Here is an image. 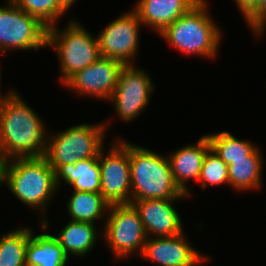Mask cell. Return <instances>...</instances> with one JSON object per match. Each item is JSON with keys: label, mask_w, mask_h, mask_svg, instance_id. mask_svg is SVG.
Instances as JSON below:
<instances>
[{"label": "cell", "mask_w": 266, "mask_h": 266, "mask_svg": "<svg viewBox=\"0 0 266 266\" xmlns=\"http://www.w3.org/2000/svg\"><path fill=\"white\" fill-rule=\"evenodd\" d=\"M63 247L54 235L41 233L34 235L27 242L26 264L28 266H65L68 260Z\"/></svg>", "instance_id": "obj_18"}, {"label": "cell", "mask_w": 266, "mask_h": 266, "mask_svg": "<svg viewBox=\"0 0 266 266\" xmlns=\"http://www.w3.org/2000/svg\"><path fill=\"white\" fill-rule=\"evenodd\" d=\"M55 238L63 247L67 256H86L93 249L98 238L96 226L89 222H80L70 220L65 227L61 228Z\"/></svg>", "instance_id": "obj_19"}, {"label": "cell", "mask_w": 266, "mask_h": 266, "mask_svg": "<svg viewBox=\"0 0 266 266\" xmlns=\"http://www.w3.org/2000/svg\"><path fill=\"white\" fill-rule=\"evenodd\" d=\"M51 26L47 29L46 46H54L59 57L61 83H65L72 75L94 63L99 57L98 37L91 35L79 22L69 21L62 30Z\"/></svg>", "instance_id": "obj_5"}, {"label": "cell", "mask_w": 266, "mask_h": 266, "mask_svg": "<svg viewBox=\"0 0 266 266\" xmlns=\"http://www.w3.org/2000/svg\"><path fill=\"white\" fill-rule=\"evenodd\" d=\"M209 149L210 143L203 135L197 144L183 146L167 157L175 184L187 196L190 192L186 183L191 179L199 180L203 159Z\"/></svg>", "instance_id": "obj_15"}, {"label": "cell", "mask_w": 266, "mask_h": 266, "mask_svg": "<svg viewBox=\"0 0 266 266\" xmlns=\"http://www.w3.org/2000/svg\"><path fill=\"white\" fill-rule=\"evenodd\" d=\"M142 257L160 266H196L208 260L188 243L184 233L171 237L147 238Z\"/></svg>", "instance_id": "obj_13"}, {"label": "cell", "mask_w": 266, "mask_h": 266, "mask_svg": "<svg viewBox=\"0 0 266 266\" xmlns=\"http://www.w3.org/2000/svg\"><path fill=\"white\" fill-rule=\"evenodd\" d=\"M131 202L187 197L175 184L167 156L129 142Z\"/></svg>", "instance_id": "obj_2"}, {"label": "cell", "mask_w": 266, "mask_h": 266, "mask_svg": "<svg viewBox=\"0 0 266 266\" xmlns=\"http://www.w3.org/2000/svg\"><path fill=\"white\" fill-rule=\"evenodd\" d=\"M44 127L17 92L0 99V151L6 160L45 157L49 137Z\"/></svg>", "instance_id": "obj_1"}, {"label": "cell", "mask_w": 266, "mask_h": 266, "mask_svg": "<svg viewBox=\"0 0 266 266\" xmlns=\"http://www.w3.org/2000/svg\"><path fill=\"white\" fill-rule=\"evenodd\" d=\"M56 185L64 181L75 191L100 193L101 173L99 157H92L59 166L55 171Z\"/></svg>", "instance_id": "obj_17"}, {"label": "cell", "mask_w": 266, "mask_h": 266, "mask_svg": "<svg viewBox=\"0 0 266 266\" xmlns=\"http://www.w3.org/2000/svg\"><path fill=\"white\" fill-rule=\"evenodd\" d=\"M207 5L206 0H200L159 35L174 48L188 55L215 57L222 35L207 13Z\"/></svg>", "instance_id": "obj_4"}, {"label": "cell", "mask_w": 266, "mask_h": 266, "mask_svg": "<svg viewBox=\"0 0 266 266\" xmlns=\"http://www.w3.org/2000/svg\"><path fill=\"white\" fill-rule=\"evenodd\" d=\"M262 155L257 148L247 160L234 161L228 165L229 185L237 191L258 189L261 187Z\"/></svg>", "instance_id": "obj_21"}, {"label": "cell", "mask_w": 266, "mask_h": 266, "mask_svg": "<svg viewBox=\"0 0 266 266\" xmlns=\"http://www.w3.org/2000/svg\"><path fill=\"white\" fill-rule=\"evenodd\" d=\"M110 205L101 193L74 190L66 209L70 220L96 224V221L108 212Z\"/></svg>", "instance_id": "obj_20"}, {"label": "cell", "mask_w": 266, "mask_h": 266, "mask_svg": "<svg viewBox=\"0 0 266 266\" xmlns=\"http://www.w3.org/2000/svg\"><path fill=\"white\" fill-rule=\"evenodd\" d=\"M123 66L121 61L100 56L94 63L72 75L63 85L77 91L79 96L109 100Z\"/></svg>", "instance_id": "obj_12"}, {"label": "cell", "mask_w": 266, "mask_h": 266, "mask_svg": "<svg viewBox=\"0 0 266 266\" xmlns=\"http://www.w3.org/2000/svg\"><path fill=\"white\" fill-rule=\"evenodd\" d=\"M255 35H262L266 27V0H258L257 6L245 17Z\"/></svg>", "instance_id": "obj_26"}, {"label": "cell", "mask_w": 266, "mask_h": 266, "mask_svg": "<svg viewBox=\"0 0 266 266\" xmlns=\"http://www.w3.org/2000/svg\"><path fill=\"white\" fill-rule=\"evenodd\" d=\"M200 0H139L133 9L142 24L151 26L156 34L187 13Z\"/></svg>", "instance_id": "obj_16"}, {"label": "cell", "mask_w": 266, "mask_h": 266, "mask_svg": "<svg viewBox=\"0 0 266 266\" xmlns=\"http://www.w3.org/2000/svg\"><path fill=\"white\" fill-rule=\"evenodd\" d=\"M106 124H81L57 132L48 139L45 158L55 171L59 166L98 157L103 149Z\"/></svg>", "instance_id": "obj_6"}, {"label": "cell", "mask_w": 266, "mask_h": 266, "mask_svg": "<svg viewBox=\"0 0 266 266\" xmlns=\"http://www.w3.org/2000/svg\"><path fill=\"white\" fill-rule=\"evenodd\" d=\"M154 90L151 77L134 64L124 65L120 71L117 86L109 100L113 101L116 114L130 122L147 107Z\"/></svg>", "instance_id": "obj_10"}, {"label": "cell", "mask_w": 266, "mask_h": 266, "mask_svg": "<svg viewBox=\"0 0 266 266\" xmlns=\"http://www.w3.org/2000/svg\"><path fill=\"white\" fill-rule=\"evenodd\" d=\"M7 160L5 159L4 155L0 151V185L4 183V171H5V165Z\"/></svg>", "instance_id": "obj_28"}, {"label": "cell", "mask_w": 266, "mask_h": 266, "mask_svg": "<svg viewBox=\"0 0 266 266\" xmlns=\"http://www.w3.org/2000/svg\"><path fill=\"white\" fill-rule=\"evenodd\" d=\"M0 7V53L11 49L38 50L47 43V27L12 0Z\"/></svg>", "instance_id": "obj_8"}, {"label": "cell", "mask_w": 266, "mask_h": 266, "mask_svg": "<svg viewBox=\"0 0 266 266\" xmlns=\"http://www.w3.org/2000/svg\"><path fill=\"white\" fill-rule=\"evenodd\" d=\"M26 13L36 17L47 28L58 24L56 21L66 12L56 0H12ZM56 22V23H55Z\"/></svg>", "instance_id": "obj_24"}, {"label": "cell", "mask_w": 266, "mask_h": 266, "mask_svg": "<svg viewBox=\"0 0 266 266\" xmlns=\"http://www.w3.org/2000/svg\"><path fill=\"white\" fill-rule=\"evenodd\" d=\"M29 227H21L0 237V266H20L26 263Z\"/></svg>", "instance_id": "obj_23"}, {"label": "cell", "mask_w": 266, "mask_h": 266, "mask_svg": "<svg viewBox=\"0 0 266 266\" xmlns=\"http://www.w3.org/2000/svg\"><path fill=\"white\" fill-rule=\"evenodd\" d=\"M179 199L133 200L131 204L138 211L147 237H171L183 233V224L173 206Z\"/></svg>", "instance_id": "obj_14"}, {"label": "cell", "mask_w": 266, "mask_h": 266, "mask_svg": "<svg viewBox=\"0 0 266 266\" xmlns=\"http://www.w3.org/2000/svg\"><path fill=\"white\" fill-rule=\"evenodd\" d=\"M210 143V149L227 165L234 161L247 160L257 149L249 142L240 140L228 131L206 135Z\"/></svg>", "instance_id": "obj_22"}, {"label": "cell", "mask_w": 266, "mask_h": 266, "mask_svg": "<svg viewBox=\"0 0 266 266\" xmlns=\"http://www.w3.org/2000/svg\"><path fill=\"white\" fill-rule=\"evenodd\" d=\"M238 9L245 18L256 6L258 0H234Z\"/></svg>", "instance_id": "obj_27"}, {"label": "cell", "mask_w": 266, "mask_h": 266, "mask_svg": "<svg viewBox=\"0 0 266 266\" xmlns=\"http://www.w3.org/2000/svg\"><path fill=\"white\" fill-rule=\"evenodd\" d=\"M117 139L112 143L106 156L103 149L98 155L101 173L100 193L110 204H130L129 143Z\"/></svg>", "instance_id": "obj_9"}, {"label": "cell", "mask_w": 266, "mask_h": 266, "mask_svg": "<svg viewBox=\"0 0 266 266\" xmlns=\"http://www.w3.org/2000/svg\"><path fill=\"white\" fill-rule=\"evenodd\" d=\"M198 181L202 182V191L208 186L221 185L222 183L229 185L228 165L211 149L208 150L203 159Z\"/></svg>", "instance_id": "obj_25"}, {"label": "cell", "mask_w": 266, "mask_h": 266, "mask_svg": "<svg viewBox=\"0 0 266 266\" xmlns=\"http://www.w3.org/2000/svg\"><path fill=\"white\" fill-rule=\"evenodd\" d=\"M58 5L66 12L76 2V0H56Z\"/></svg>", "instance_id": "obj_29"}, {"label": "cell", "mask_w": 266, "mask_h": 266, "mask_svg": "<svg viewBox=\"0 0 266 266\" xmlns=\"http://www.w3.org/2000/svg\"><path fill=\"white\" fill-rule=\"evenodd\" d=\"M1 80V79H0ZM14 91L12 90L11 92L10 91H8V93H6L5 95H3V96H0V99H2V98H4V97H7V96H9V95H11L12 93H13Z\"/></svg>", "instance_id": "obj_30"}, {"label": "cell", "mask_w": 266, "mask_h": 266, "mask_svg": "<svg viewBox=\"0 0 266 266\" xmlns=\"http://www.w3.org/2000/svg\"><path fill=\"white\" fill-rule=\"evenodd\" d=\"M134 10L124 13L101 30L98 36L101 57L121 61L124 65L135 64L139 47V29L142 26Z\"/></svg>", "instance_id": "obj_11"}, {"label": "cell", "mask_w": 266, "mask_h": 266, "mask_svg": "<svg viewBox=\"0 0 266 266\" xmlns=\"http://www.w3.org/2000/svg\"><path fill=\"white\" fill-rule=\"evenodd\" d=\"M4 182L21 203L43 211L44 215L47 203L58 190L55 172L45 157L7 160Z\"/></svg>", "instance_id": "obj_3"}, {"label": "cell", "mask_w": 266, "mask_h": 266, "mask_svg": "<svg viewBox=\"0 0 266 266\" xmlns=\"http://www.w3.org/2000/svg\"><path fill=\"white\" fill-rule=\"evenodd\" d=\"M104 224L103 237L115 258L122 259L131 253L142 254L147 234L138 211L130 204H111Z\"/></svg>", "instance_id": "obj_7"}]
</instances>
